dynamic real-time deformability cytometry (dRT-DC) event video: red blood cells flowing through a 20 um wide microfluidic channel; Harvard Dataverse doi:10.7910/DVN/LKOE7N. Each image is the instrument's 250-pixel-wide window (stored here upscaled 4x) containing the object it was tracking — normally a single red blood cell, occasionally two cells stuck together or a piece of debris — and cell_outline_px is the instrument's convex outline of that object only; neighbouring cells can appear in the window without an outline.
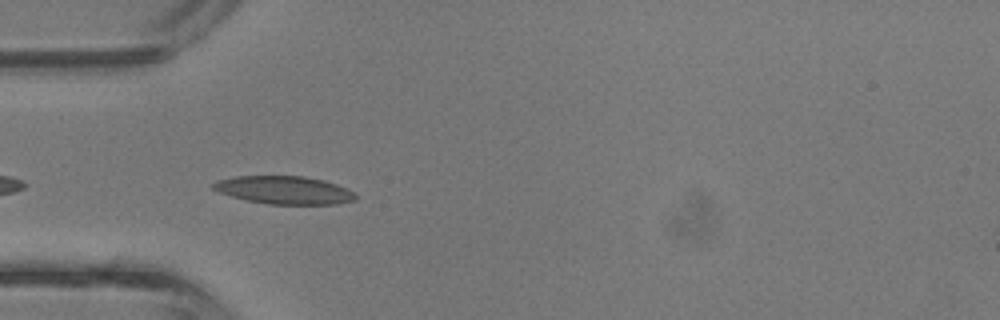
{"species": "common noctule bat (a hibernating species)", "species_latin": "Nyctalus noctula", "temperature_condition": "room temperature", "stored_images_in_passage": 6, "camera_frame_rate_fps": 3000, "um_per_image_px": 0.085, "animal": {"sex": "male", "body_mass_g": 13.3}, "frame": {"image": 1, "passage_image": 4, "time_ms": 1.0, "image_size_px": [1000, 320], "cell_outline_px": [[356, 200], [336, 204], [268, 204], [248, 200], [232, 196], [220, 192], [212, 188], [212, 184], [216, 180], [236, 176], [304, 176], [324, 180], [348, 188], [356, 192]], "centroid_in_image_um": [24.2, 16.15], "position_along_channel_um": 60.8, "area_um2": 23.24}}